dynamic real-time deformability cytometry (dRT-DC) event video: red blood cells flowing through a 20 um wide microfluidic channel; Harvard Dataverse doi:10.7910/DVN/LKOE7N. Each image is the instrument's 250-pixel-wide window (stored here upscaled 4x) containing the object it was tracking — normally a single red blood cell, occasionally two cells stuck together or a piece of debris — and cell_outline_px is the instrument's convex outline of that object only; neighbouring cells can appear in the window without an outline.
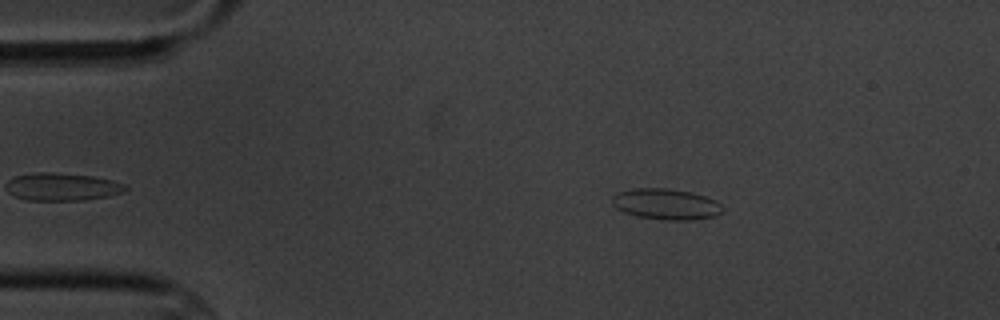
{"species": "common noctule bat (a hibernating species)", "species_latin": "Nyctalus noctula", "temperature_condition": "cold", "stored_images_in_passage": 2, "camera_frame_rate_fps": 3000, "um_per_image_px": 0.085, "animal": {"sex": "male", "body_mass_g": 20.1, "forearm_length_mm": 53.5}, "frame": {"image": 1, "passage_image": 2, "time_ms": 2.0, "image_size_px": [1000, 320], "cell_outline_px": [[724, 212], [716, 216], [692, 220], [664, 220], [636, 216], [624, 212], [616, 208], [612, 204], [612, 196], [616, 192], [632, 188], [668, 188], [692, 192], [716, 200], [724, 208]], "centroid_in_image_um": [56.61, 17.35], "position_along_channel_um": 28.4, "area_um2": 20.23}}